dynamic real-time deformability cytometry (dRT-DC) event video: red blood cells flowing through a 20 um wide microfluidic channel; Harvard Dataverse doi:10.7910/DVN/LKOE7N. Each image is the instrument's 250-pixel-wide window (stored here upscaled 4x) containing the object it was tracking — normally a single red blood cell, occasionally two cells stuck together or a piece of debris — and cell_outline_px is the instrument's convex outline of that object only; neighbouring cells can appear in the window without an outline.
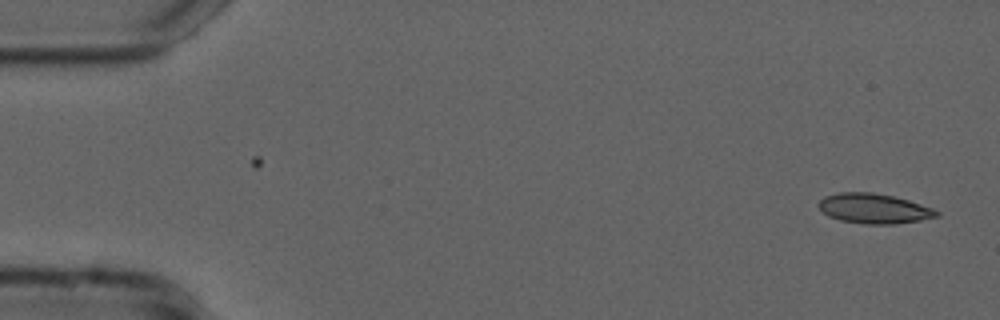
{"species": "common noctule bat (a hibernating species)", "species_latin": "Nyctalus noctula", "temperature_condition": "cold", "stored_images_in_passage": 53, "camera_frame_rate_fps": 3000, "um_per_image_px": 0.085, "animal": {"sex": "male", "forearm_length_mm": 52.5}, "frame": {"image": 1, "passage_image": 1, "time_ms": 0.0, "image_size_px": [1000, 320], "cell_outline_px": [[940, 216], [920, 220], [892, 224], [864, 224], [840, 220], [828, 216], [816, 204], [824, 196], [840, 192], [872, 192], [892, 196], [908, 200], [932, 208], [940, 212]], "centroid_in_image_um": [74.27, 17.72], "position_along_channel_um": 10.7, "area_um2": 20.52}}
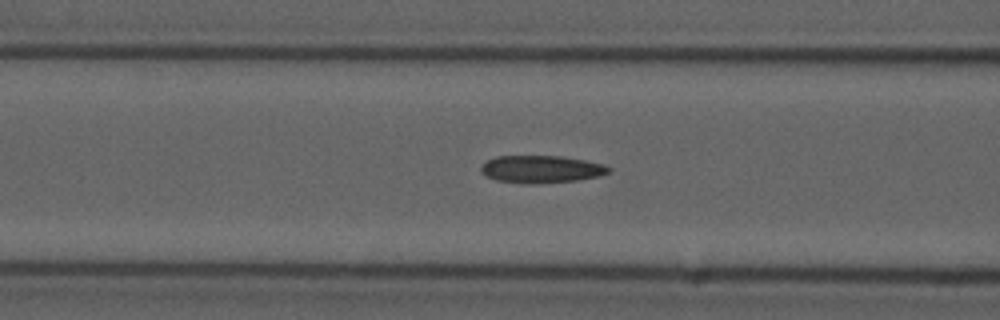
{"frame": {"image": 2, "passage_image": 20, "time_ms": 6.333, "image_size_px": [1000, 320], "cell_outline_px": [[612, 168], [608, 172], [600, 176], [576, 180], [532, 184], [524, 184], [496, 180], [480, 172], [480, 168], [488, 160], [496, 156], [560, 156], [584, 160], [604, 164]], "centroid_in_image_um": [46.01, 14.38], "position_along_channel_um": 120.6, "area_um2": 20.35}}
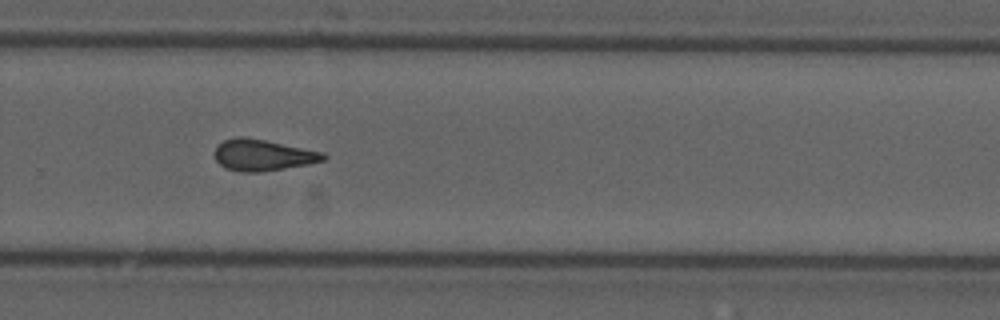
{"frame": {"image": 3, "passage_image": 35, "time_ms": 11.333, "image_size_px": [1000, 320], "cell_outline_px": [[328, 156], [324, 160], [308, 164], [260, 172], [240, 172], [224, 168], [216, 160], [212, 152], [216, 144], [224, 140], [240, 136], [244, 136], [324, 152]], "centroid_in_image_um": [22.28, 13.18], "position_along_channel_um": 307.5, "area_um2": 20.0}, "authors_computed_cell_mechanics": {"area_um2": 19.7676, "velocity_mm_per_s": 3.7389, "shape_relaxation_time_tau1_ms": null, "shape_relaxation_time_tau2_ms": 3.2399, "deformation_change_tau1": null, "deformation_change_tau2": 0.1273}}